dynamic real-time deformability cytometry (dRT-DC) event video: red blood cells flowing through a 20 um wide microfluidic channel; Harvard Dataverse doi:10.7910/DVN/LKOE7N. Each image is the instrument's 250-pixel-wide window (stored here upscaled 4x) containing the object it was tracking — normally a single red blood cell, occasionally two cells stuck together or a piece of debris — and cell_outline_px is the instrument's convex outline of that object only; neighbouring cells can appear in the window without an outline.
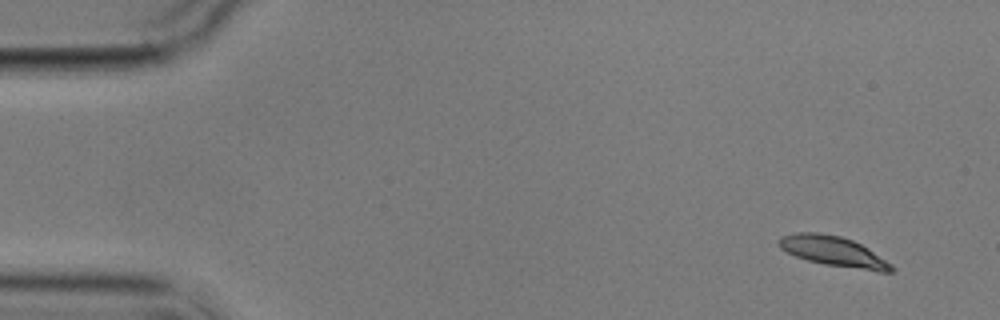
{"species": "common noctule bat (a hibernating species)", "species_latin": "Nyctalus noctula", "temperature_condition": "cold", "stored_images_in_passage": 5, "camera_frame_rate_fps": 3000, "um_per_image_px": 0.085, "animal": {"sex": "male", "body_mass_g": 17.9}, "frame": {"image": 1, "passage_image": 1, "time_ms": 0.0, "image_size_px": [1000, 320], "cell_outline_px": [[896, 268], [892, 272], [880, 272], [824, 264], [808, 260], [796, 256], [780, 248], [776, 244], [776, 240], [780, 236], [796, 232], [820, 232], [840, 236], [852, 240], [868, 248], [892, 264]], "centroid_in_image_um": [70.82, 21.35], "position_along_channel_um": 14.2, "area_um2": 19.83}}